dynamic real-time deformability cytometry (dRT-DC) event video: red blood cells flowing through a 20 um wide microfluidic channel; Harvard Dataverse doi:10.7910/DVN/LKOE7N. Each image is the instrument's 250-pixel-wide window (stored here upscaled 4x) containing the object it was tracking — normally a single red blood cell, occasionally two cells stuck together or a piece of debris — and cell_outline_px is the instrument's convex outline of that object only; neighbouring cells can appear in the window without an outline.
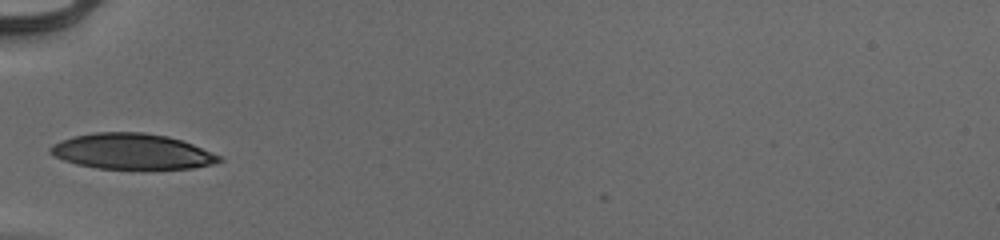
{"species": "human", "species_latin": "Homo sapiens", "temperature_condition": "cold", "stored_images_in_passage": 4, "camera_frame_rate_fps": 3000, "um_per_image_px": 0.085, "donor": {"sex": "male"}, "frame": {"image": 1, "passage_image": 1, "time_ms": 0.0, "image_size_px": [1000, 240], "cell_outline_px": [[224, 160], [216, 164], [192, 168], [96, 168], [76, 164], [52, 156], [48, 152], [48, 148], [52, 144], [72, 136], [92, 132], [144, 132], [168, 136], [192, 144], [220, 156]], "centroid_in_image_um": [11.17, 12.86], "position_along_channel_um": 73.8, "area_um2": 35.03}}